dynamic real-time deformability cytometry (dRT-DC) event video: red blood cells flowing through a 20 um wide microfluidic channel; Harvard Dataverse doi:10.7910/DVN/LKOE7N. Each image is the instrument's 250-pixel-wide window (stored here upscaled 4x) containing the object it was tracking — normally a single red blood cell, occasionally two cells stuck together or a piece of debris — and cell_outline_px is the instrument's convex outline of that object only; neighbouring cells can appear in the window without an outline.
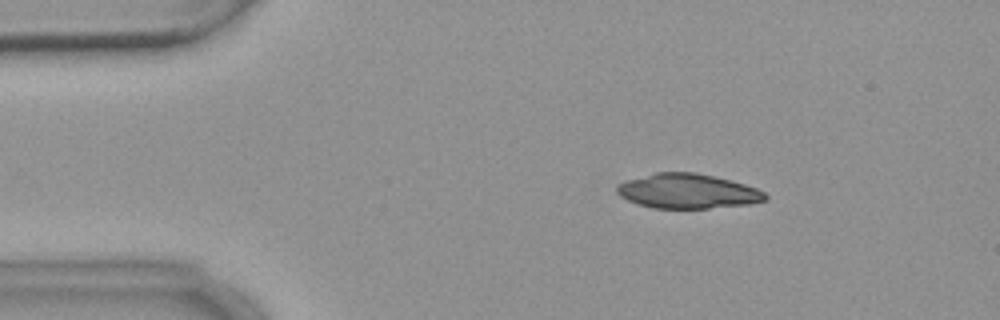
{"species": "common noctule bat (a hibernating species)", "species_latin": "Nyctalus noctula", "temperature_condition": "warm", "stored_images_in_passage": 4, "camera_frame_rate_fps": 3000, "um_per_image_px": 0.085, "animal": {"sex": "female", "body_mass_g": 18.4}, "frame": {"image": 1, "passage_image": 2, "time_ms": 1.333, "image_size_px": [1000, 320], "cell_outline_px": [[768, 200], [748, 204], [708, 208], [652, 208], [628, 200], [620, 196], [616, 192], [616, 188], [620, 184], [628, 180], [656, 172], [696, 172], [732, 180], [756, 188], [764, 192], [768, 196]], "centroid_in_image_um": [58.48, 16.25], "position_along_channel_um": 26.5, "area_um2": 29.82}}